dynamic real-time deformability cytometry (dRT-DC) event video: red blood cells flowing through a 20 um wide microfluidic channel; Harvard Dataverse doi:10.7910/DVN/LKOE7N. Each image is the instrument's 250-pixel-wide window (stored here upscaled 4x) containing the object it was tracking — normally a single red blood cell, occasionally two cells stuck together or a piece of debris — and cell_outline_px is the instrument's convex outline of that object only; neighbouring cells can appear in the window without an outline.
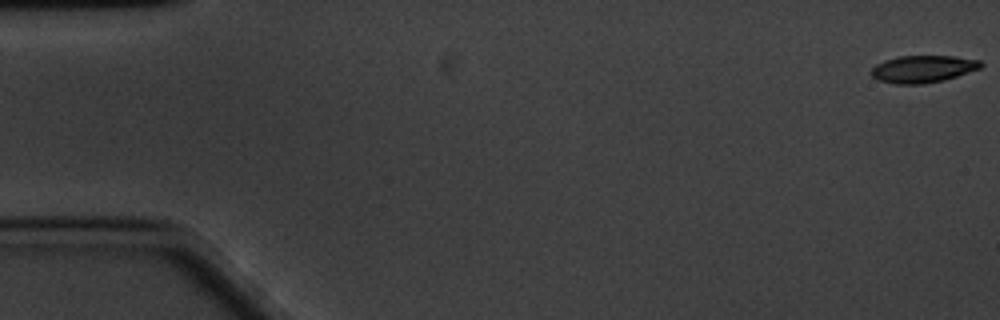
{"species": "common noctule bat (a hibernating species)", "species_latin": "Nyctalus noctula", "temperature_condition": "cold", "stored_images_in_passage": 11, "camera_frame_rate_fps": 3000, "um_per_image_px": 0.085, "animal": {"sex": "male", "body_mass_g": 20.1, "forearm_length_mm": 53.5}, "frame": {"image": 1, "passage_image": 1, "time_ms": 0.0, "image_size_px": [1000, 320], "cell_outline_px": [[984, 64], [980, 68], [944, 80], [924, 84], [896, 84], [876, 80], [868, 72], [876, 64], [884, 60], [900, 56], [952, 56], [980, 60]], "centroid_in_image_um": [78.4, 5.87], "position_along_channel_um": 6.6, "area_um2": 17.46}}